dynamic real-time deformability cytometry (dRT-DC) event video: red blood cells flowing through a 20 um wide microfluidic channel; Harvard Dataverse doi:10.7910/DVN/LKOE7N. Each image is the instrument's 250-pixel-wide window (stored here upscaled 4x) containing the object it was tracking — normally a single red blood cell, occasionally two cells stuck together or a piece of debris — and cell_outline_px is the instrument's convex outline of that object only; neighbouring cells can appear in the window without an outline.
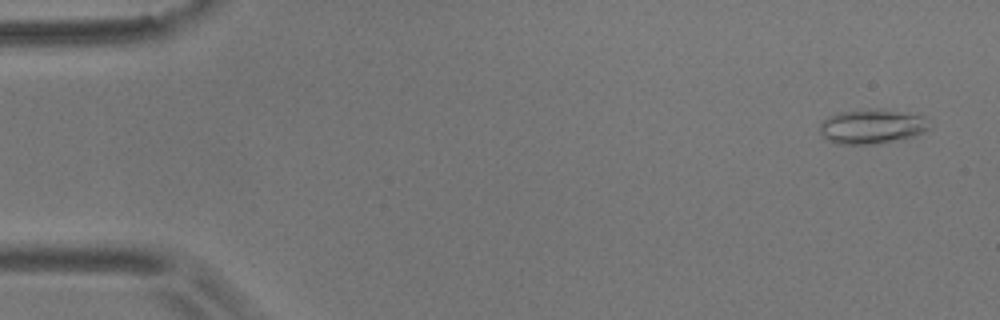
{"species": "common noctule bat (a hibernating species)", "species_latin": "Nyctalus noctula", "temperature_condition": "room temperature", "stored_images_in_passage": 57, "camera_frame_rate_fps": 3000, "um_per_image_px": 0.085, "animal": {"sex": "male", "body_mass_g": 17.9}, "frame": {"image": 1, "passage_image": 3, "time_ms": 0.667, "image_size_px": [1000, 320], "cell_outline_px": [[932, 128], [924, 132], [904, 140], [876, 144], [836, 144], [828, 140], [820, 132], [820, 120], [828, 116], [840, 112], [868, 108], [884, 108], [924, 116]], "centroid_in_image_um": [74.14, 10.74], "position_along_channel_um": 10.9, "area_um2": 22.72}}
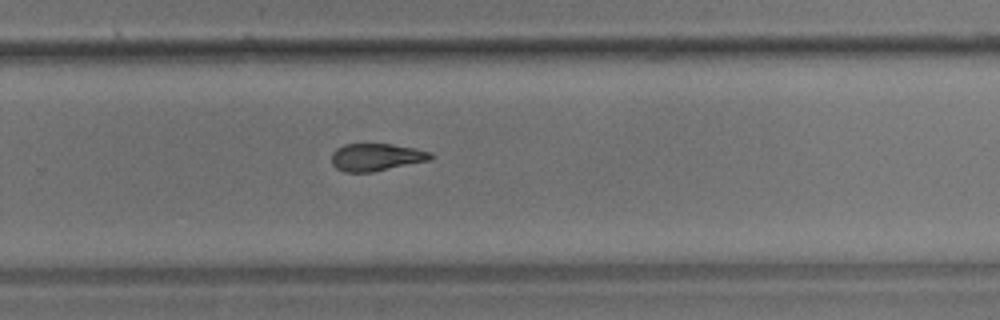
{"frame": {"image": 2, "passage_image": 37, "time_ms": 12.0, "image_size_px": [1000, 320], "cell_outline_px": [[436, 156], [432, 160], [372, 172], [344, 172], [336, 168], [332, 164], [332, 152], [336, 148], [344, 144], [392, 144], [416, 148], [432, 152]], "centroid_in_image_um": [32.03, 13.35], "position_along_channel_um": 297.8, "area_um2": 16.13}}
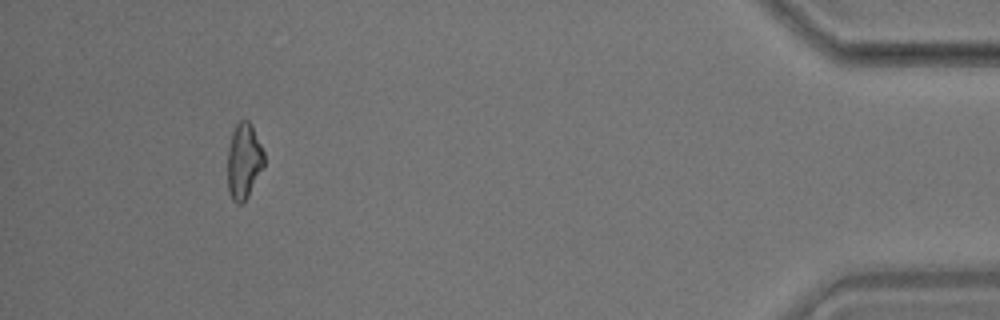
{"frame": {"image": 3, "passage_image": 52, "time_ms": 17.0, "image_size_px": [1000, 320], "cell_outline_px": [[264, 168], [248, 196], [240, 204], [236, 204], [232, 200], [228, 192], [228, 148], [232, 132], [236, 124], [240, 120], [248, 120], [252, 124], [264, 152]], "centroid_in_image_um": [20.73, 13.69], "position_along_channel_um": 414.5, "area_um2": 16.3}, "authors_computed_cell_mechanics": {"area_um2": 16.8198, "velocity_mm_per_s": 3.6099, "shape_relaxation_time_tau1_ms": 6.872, "shape_relaxation_time_tau2_ms": 5.4731, "deformation_change_tau1": 0.164, "deformation_change_tau2": 0.1466}}